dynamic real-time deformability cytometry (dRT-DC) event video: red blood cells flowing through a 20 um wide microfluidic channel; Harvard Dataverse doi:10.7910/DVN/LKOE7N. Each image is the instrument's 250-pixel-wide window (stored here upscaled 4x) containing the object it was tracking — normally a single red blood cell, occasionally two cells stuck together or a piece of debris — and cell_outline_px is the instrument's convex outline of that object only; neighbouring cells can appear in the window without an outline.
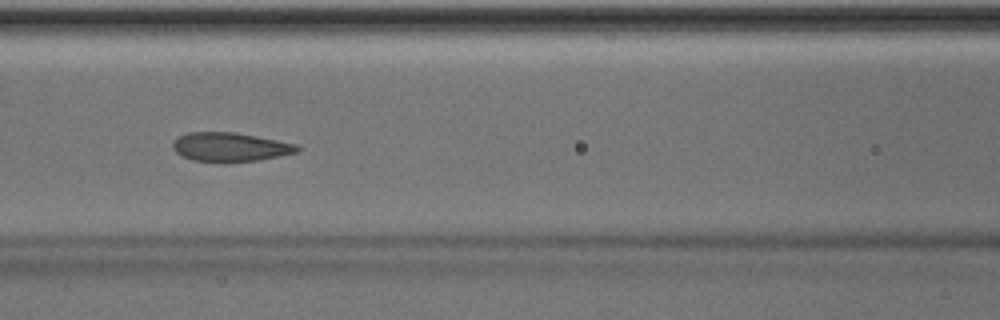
{"species": "Egyptian fruit bat (a non-hibernating species)", "species_latin": "Rousettus aegyptiacus", "temperature_condition": "room temperature", "stored_images_in_passage": 51, "camera_frame_rate_fps": 3000, "um_per_image_px": 0.085, "animal": {"sex": "male"}, "frame": {"image": 1, "passage_image": 22, "time_ms": 7.0, "image_size_px": [1000, 320], "cell_outline_px": [[300, 148], [296, 152], [256, 160], [228, 164], [224, 164], [192, 160], [176, 152], [172, 148], [172, 144], [180, 136], [188, 132], [236, 132], [296, 144]], "centroid_in_image_um": [19.52, 12.52], "position_along_channel_um": 147.1, "area_um2": 21.1}, "authors_computed_cell_mechanics": {"area_um2": 21.5016, "velocity_mm_per_s": 3.9863, "shape_relaxation_time_tau1_ms": 5.6655, "shape_relaxation_time_tau2_ms": 1.266, "deformation_change_tau1": 0.1445, "deformation_change_tau2": 0.0534}}